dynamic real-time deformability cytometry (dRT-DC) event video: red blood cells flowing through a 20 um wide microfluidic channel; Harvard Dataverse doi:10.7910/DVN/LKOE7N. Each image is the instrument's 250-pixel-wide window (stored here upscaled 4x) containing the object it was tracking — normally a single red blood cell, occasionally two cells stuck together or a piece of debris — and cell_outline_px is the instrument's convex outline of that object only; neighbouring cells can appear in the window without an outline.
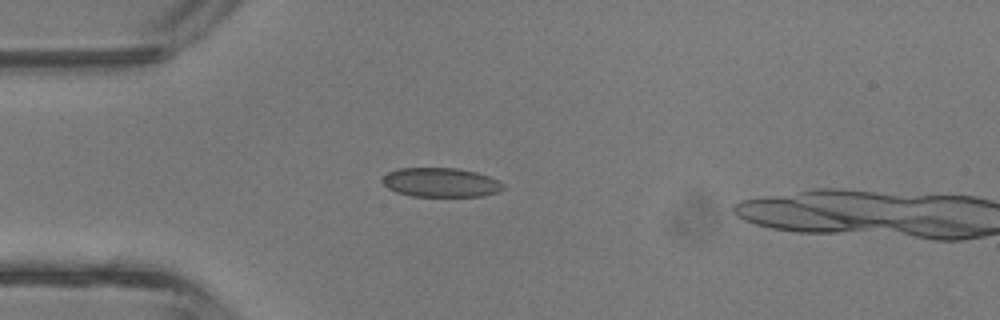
{"species": "common noctule bat (a hibernating species)", "species_latin": "Nyctalus noctula", "temperature_condition": "room temperature", "stored_images_in_passage": 28, "camera_frame_rate_fps": 3000, "um_per_image_px": 0.085, "animal": {"sex": "male", "body_mass_g": 13.3}, "frame": {"image": 1, "passage_image": 1, "time_ms": 0.0, "image_size_px": [1000, 320], "cell_outline_px": [[504, 188], [496, 192], [484, 196], [412, 196], [396, 192], [388, 188], [380, 180], [388, 172], [400, 168], [456, 168], [476, 172], [488, 176], [504, 184]], "centroid_in_image_um": [37.44, 15.51], "position_along_channel_um": 47.6, "area_um2": 20.46}}
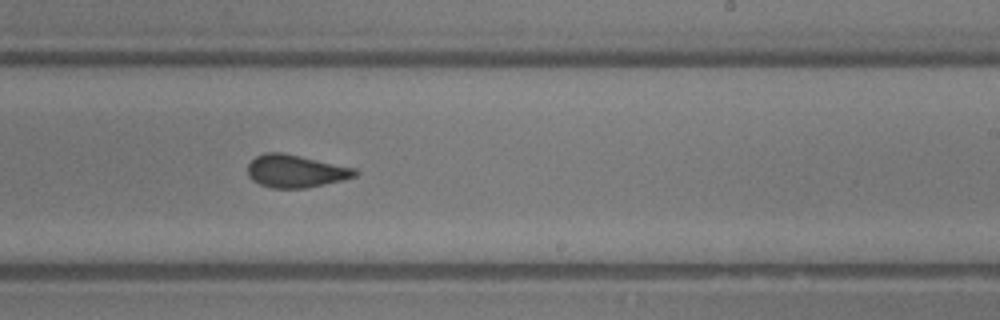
{"frame": {"image": 2, "passage_image": 15, "time_ms": 4.667, "image_size_px": [1000, 320], "cell_outline_px": [[360, 172], [356, 176], [344, 180], [308, 188], [272, 188], [260, 184], [252, 180], [248, 176], [248, 164], [256, 156], [264, 152], [284, 152], [356, 168]], "centroid_in_image_um": [25.16, 14.54], "position_along_channel_um": 263.8, "area_um2": 20.75}}
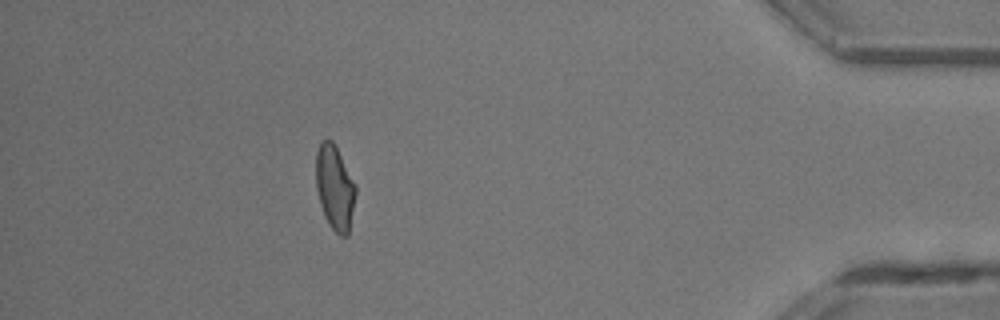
{"frame": {"image": 3, "passage_image": 27, "time_ms": 8.667, "image_size_px": [1000, 320], "cell_outline_px": [[356, 192], [348, 236], [340, 236], [328, 224], [324, 216], [320, 204], [316, 188], [316, 152], [320, 140], [332, 140], [356, 184]], "centroid_in_image_um": [28.45, 15.95], "position_along_channel_um": 406.8, "area_um2": 19.59}}